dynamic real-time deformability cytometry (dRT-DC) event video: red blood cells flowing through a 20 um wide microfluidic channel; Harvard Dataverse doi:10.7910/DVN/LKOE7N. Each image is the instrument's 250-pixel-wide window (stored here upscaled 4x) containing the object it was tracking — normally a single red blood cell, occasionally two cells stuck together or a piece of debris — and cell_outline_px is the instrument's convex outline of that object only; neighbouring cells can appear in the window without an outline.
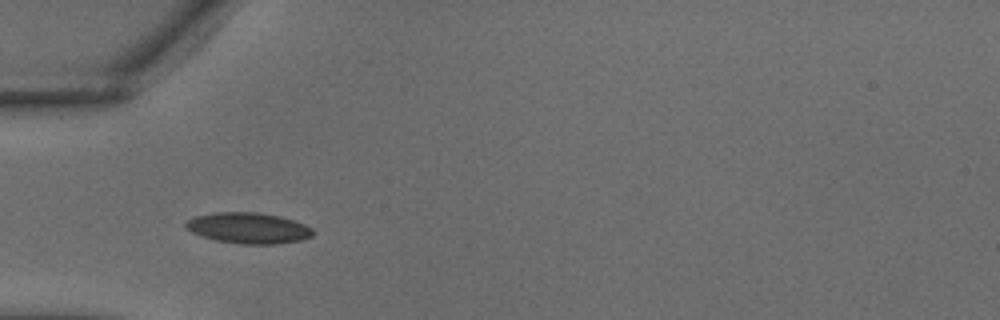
{"species": "common noctule bat (a hibernating species)", "species_latin": "Nyctalus noctula", "temperature_condition": "warm", "stored_images_in_passage": 5, "camera_frame_rate_fps": 3000, "um_per_image_px": 0.085, "animal": {"sex": "male", "body_mass_g": 18.8}, "frame": {"image": 1, "passage_image": 1, "time_ms": 0.0, "image_size_px": [1000, 320], "cell_outline_px": [[316, 232], [312, 236], [300, 240], [276, 244], [240, 244], [216, 240], [192, 232], [184, 224], [188, 220], [196, 216], [216, 212], [256, 212], [280, 216], [304, 224], [312, 228]], "centroid_in_image_um": [21.15, 19.38], "position_along_channel_um": 63.8, "area_um2": 22.72}}
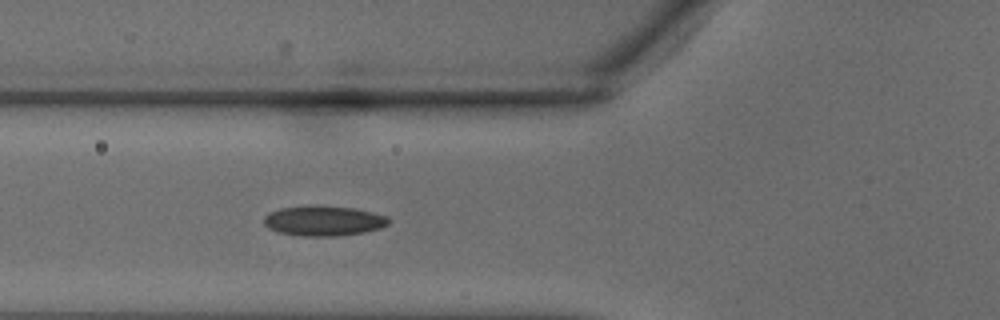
{"frame": {"image": 2, "passage_image": 3, "time_ms": 0.667, "image_size_px": [1000, 320], "cell_outline_px": [[388, 224], [380, 228], [364, 232], [336, 236], [296, 236], [276, 232], [268, 228], [264, 224], [264, 216], [268, 212], [280, 208], [308, 204], [320, 204], [356, 208], [388, 216]], "centroid_in_image_um": [27.45, 18.75], "position_along_channel_um": 98.4, "area_um2": 22.48}}